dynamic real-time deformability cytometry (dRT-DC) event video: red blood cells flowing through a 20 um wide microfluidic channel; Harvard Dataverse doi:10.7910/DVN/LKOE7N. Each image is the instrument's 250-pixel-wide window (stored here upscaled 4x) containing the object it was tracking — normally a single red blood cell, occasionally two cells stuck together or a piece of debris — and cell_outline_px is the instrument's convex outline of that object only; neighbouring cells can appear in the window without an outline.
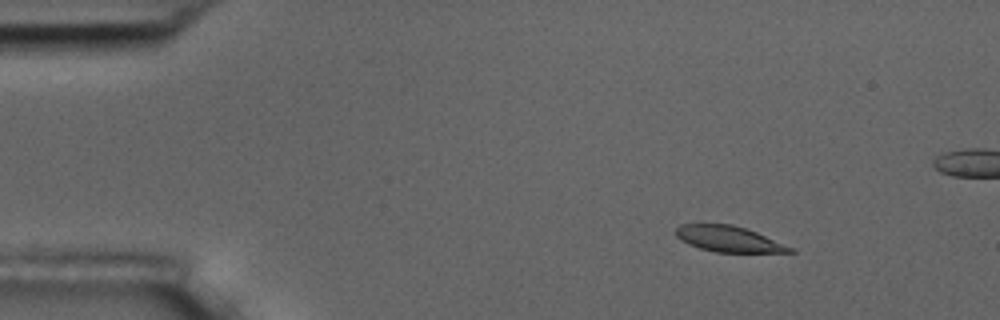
{"species": "common noctule bat (a hibernating species)", "species_latin": "Nyctalus noctula", "temperature_condition": "room temperature", "stored_images_in_passage": 7, "camera_frame_rate_fps": 3000, "um_per_image_px": 0.085, "animal": {"sex": "male", "body_mass_g": 17.5, "forearm_length_mm": 52.3}, "frame": {"image": 1, "passage_image": 3, "time_ms": 2.333, "image_size_px": [1000, 320], "cell_outline_px": [[796, 252], [716, 252], [700, 248], [688, 244], [680, 240], [676, 236], [676, 228], [680, 224], [732, 224], [756, 232], [796, 248]], "centroid_in_image_um": [61.95, 20.31], "position_along_channel_um": 23.0, "area_um2": 17.17}}